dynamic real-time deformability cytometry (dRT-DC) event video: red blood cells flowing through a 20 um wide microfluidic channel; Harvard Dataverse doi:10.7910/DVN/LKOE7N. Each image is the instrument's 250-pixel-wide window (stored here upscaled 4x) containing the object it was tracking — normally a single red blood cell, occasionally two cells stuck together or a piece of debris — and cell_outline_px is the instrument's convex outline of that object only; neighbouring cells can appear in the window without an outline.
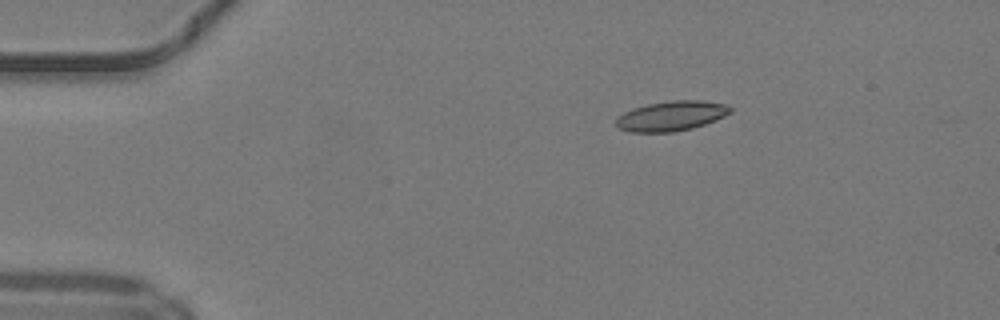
{"species": "common noctule bat (a hibernating species)", "species_latin": "Nyctalus noctula", "temperature_condition": "warm", "stored_images_in_passage": 40, "camera_frame_rate_fps": 3000, "um_per_image_px": 0.085, "animal": {"sex": "male", "body_mass_g": 19.2, "forearm_length_mm": 51.8}, "frame": {"image": 1, "passage_image": 2, "time_ms": 0.333, "image_size_px": [1000, 320], "cell_outline_px": [[732, 112], [716, 120], [692, 128], [672, 132], [628, 132], [616, 128], [616, 116], [632, 108], [648, 104], [672, 100], [704, 100], [728, 104], [732, 108]], "centroid_in_image_um": [57.05, 9.85], "position_along_channel_um": 27.9, "area_um2": 20.17}}
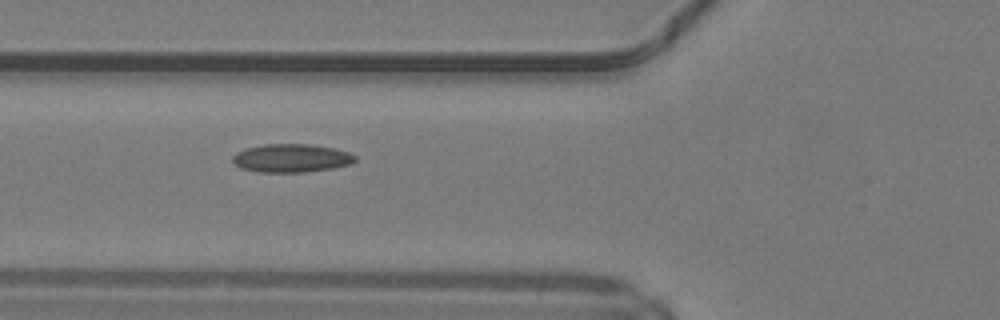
{"frame": {"image": 2, "passage_image": 12, "time_ms": 3.667, "image_size_px": [1000, 320], "cell_outline_px": [[356, 160], [348, 164], [332, 168], [304, 172], [260, 172], [240, 168], [232, 160], [232, 156], [236, 152], [248, 148], [264, 144], [312, 144], [336, 148], [348, 152], [356, 156]], "centroid_in_image_um": [24.76, 13.43], "position_along_channel_um": 101.0, "area_um2": 20.17}}
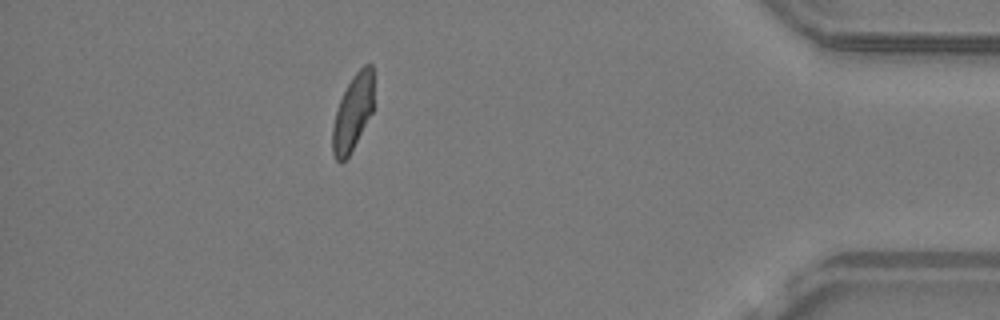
{"frame": {"image": 3, "passage_image": 37, "time_ms": 12.0, "image_size_px": [1000, 320], "cell_outline_px": [[372, 112], [348, 156], [340, 164], [336, 160], [332, 152], [332, 128], [336, 112], [340, 100], [352, 76], [364, 64], [372, 64]], "centroid_in_image_um": [29.96, 9.59], "position_along_channel_um": 405.2, "area_um2": 17.74}}